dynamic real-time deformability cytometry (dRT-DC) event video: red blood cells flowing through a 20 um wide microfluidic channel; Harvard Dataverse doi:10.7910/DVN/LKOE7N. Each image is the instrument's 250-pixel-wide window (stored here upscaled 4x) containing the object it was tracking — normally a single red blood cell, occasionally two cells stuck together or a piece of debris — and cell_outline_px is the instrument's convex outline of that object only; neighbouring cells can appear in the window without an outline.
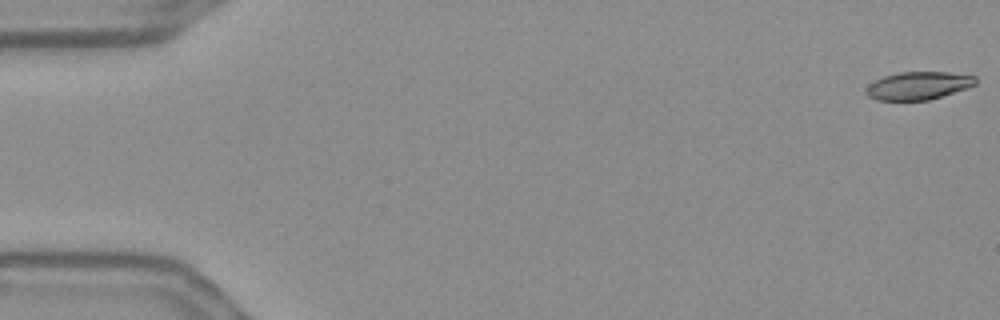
{"species": "Egyptian fruit bat (a non-hibernating species)", "species_latin": "Rousettus aegyptiacus", "temperature_condition": "warm", "stored_images_in_passage": 56, "camera_frame_rate_fps": 3000, "um_per_image_px": 0.085, "frame": {"image": 1, "passage_image": 1, "time_ms": 0.0, "image_size_px": [1000, 320], "cell_outline_px": [[976, 84], [928, 100], [876, 100], [868, 96], [864, 92], [868, 84], [884, 76], [900, 72], [948, 72], [976, 76]], "centroid_in_image_um": [78.0, 7.27], "position_along_channel_um": 7.0, "area_um2": 17.57}}
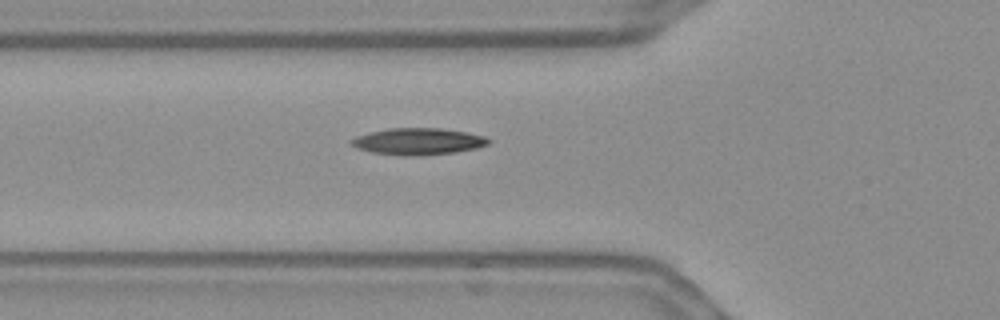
{"frame": {"image": 2, "passage_image": 20, "time_ms": 6.333, "image_size_px": [1000, 320], "cell_outline_px": [[492, 140], [488, 144], [476, 148], [456, 152], [424, 156], [404, 156], [372, 152], [356, 148], [348, 144], [348, 140], [356, 136], [368, 132], [388, 128], [440, 128], [468, 132], [484, 136]], "centroid_in_image_um": [35.5, 12.02], "position_along_channel_um": 90.3, "area_um2": 21.73}}
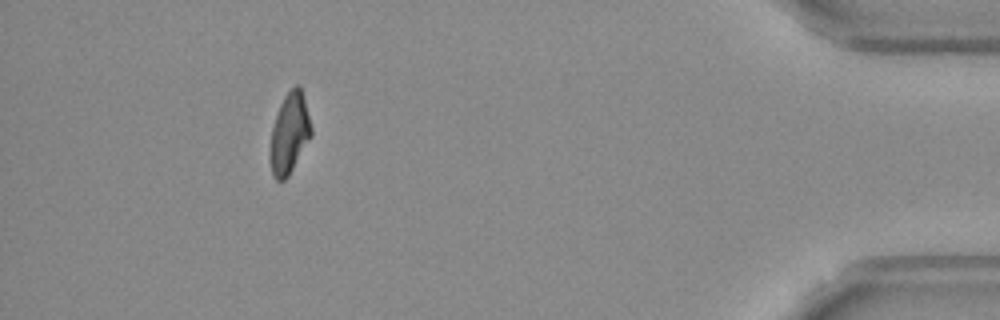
{"frame": {"image": 3, "passage_image": 51, "time_ms": 16.667, "image_size_px": [1000, 320], "cell_outline_px": [[312, 136], [288, 176], [284, 180], [276, 180], [272, 176], [268, 160], [268, 156], [272, 128], [280, 104], [284, 96], [296, 84], [300, 84], [312, 128]], "centroid_in_image_um": [24.58, 11.38], "position_along_channel_um": 410.6, "area_um2": 19.48}, "authors_computed_cell_mechanics": {"area_um2": 20.0566, "velocity_mm_per_s": 3.6651, "shape_relaxation_time_tau1_ms": null, "shape_relaxation_time_tau2_ms": 3.7076, "deformation_change_tau1": null, "deformation_change_tau2": 0.1005}}